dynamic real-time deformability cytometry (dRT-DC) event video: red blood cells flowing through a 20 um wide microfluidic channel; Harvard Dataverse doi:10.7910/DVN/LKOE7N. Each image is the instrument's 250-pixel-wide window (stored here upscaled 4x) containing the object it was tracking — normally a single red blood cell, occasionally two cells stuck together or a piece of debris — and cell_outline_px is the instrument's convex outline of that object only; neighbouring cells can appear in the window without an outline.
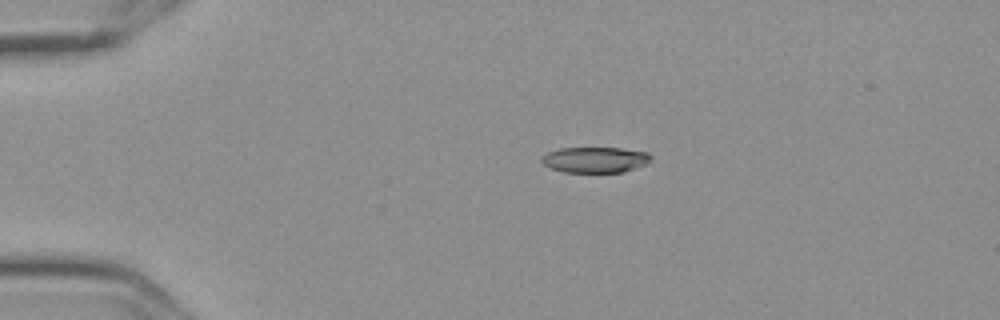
{"species": "Egyptian fruit bat (a non-hibernating species)", "species_latin": "Rousettus aegyptiacus", "temperature_condition": "cold", "stored_images_in_passage": 46, "camera_frame_rate_fps": 3000, "um_per_image_px": 0.085, "frame": {"image": 1, "passage_image": 1, "time_ms": 0.0, "image_size_px": [1000, 320], "cell_outline_px": [[652, 156], [648, 164], [624, 172], [564, 172], [552, 168], [544, 164], [540, 160], [540, 156], [548, 152], [560, 148], [620, 148], [648, 152]], "centroid_in_image_um": [50.6, 13.58], "position_along_channel_um": 34.4, "area_um2": 16.47}}
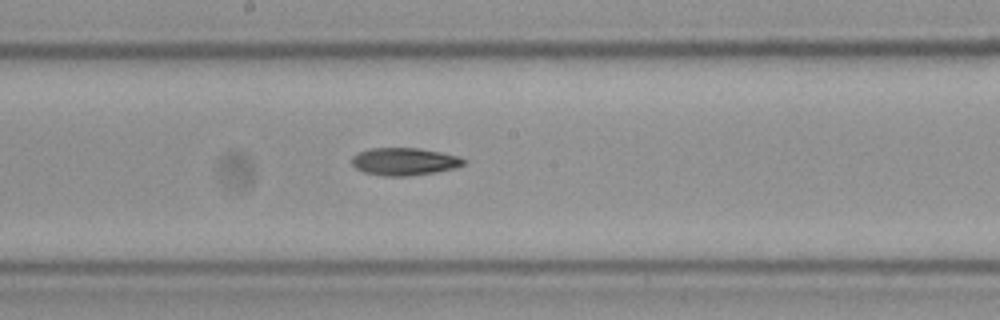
{"frame": {"image": 2, "passage_image": 20, "time_ms": 6.333, "image_size_px": [1000, 320], "cell_outline_px": [[464, 164], [456, 168], [436, 172], [408, 176], [384, 176], [364, 172], [356, 168], [352, 164], [352, 156], [368, 148], [416, 148], [440, 152], [460, 156], [464, 160]], "centroid_in_image_um": [34.37, 13.73], "position_along_channel_um": 213.8, "area_um2": 17.92}}
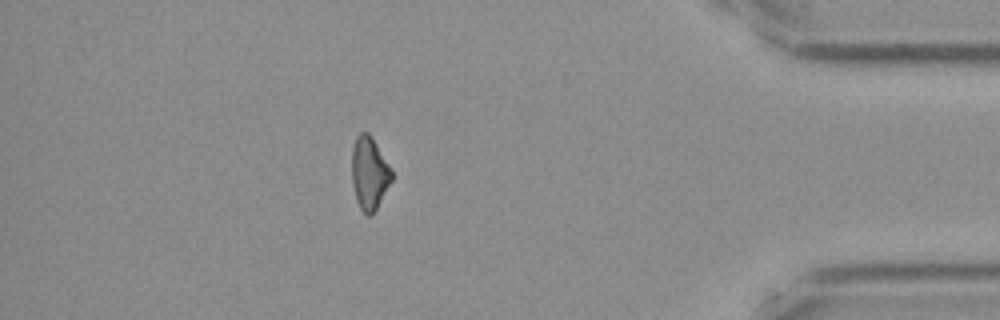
{"frame": {"image": 3, "passage_image": 39, "time_ms": 12.667, "image_size_px": [1000, 320], "cell_outline_px": [[392, 180], [376, 208], [368, 216], [360, 208], [356, 200], [352, 184], [352, 148], [356, 136], [360, 132], [368, 132], [372, 136], [392, 168]], "centroid_in_image_um": [31.39, 14.67], "position_along_channel_um": 403.8, "area_um2": 16.94}}